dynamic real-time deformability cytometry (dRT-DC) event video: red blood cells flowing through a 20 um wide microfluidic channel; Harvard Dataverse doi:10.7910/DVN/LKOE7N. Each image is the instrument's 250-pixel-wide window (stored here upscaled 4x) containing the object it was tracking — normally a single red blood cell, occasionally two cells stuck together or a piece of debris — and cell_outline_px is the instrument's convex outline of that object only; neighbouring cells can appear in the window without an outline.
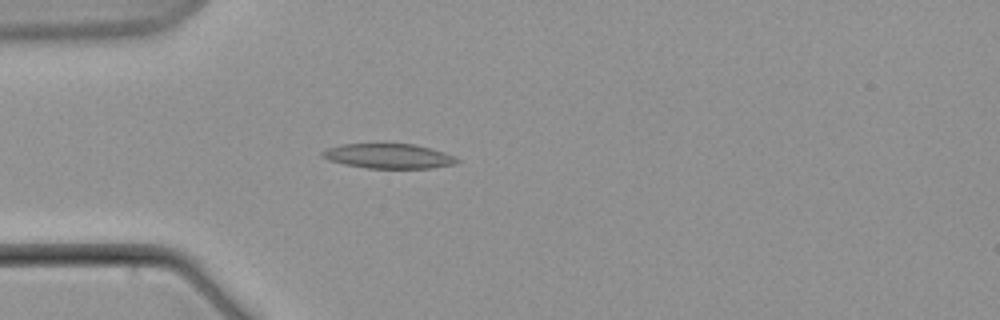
{"species": "common noctule bat (a hibernating species)", "species_latin": "Nyctalus noctula", "temperature_condition": "warm", "stored_images_in_passage": 5, "camera_frame_rate_fps": 3000, "um_per_image_px": 0.085, "animal": {"sex": "male", "body_mass_g": 21.5, "forearm_length_mm": 52.0}, "frame": {"image": 1, "passage_image": 5, "time_ms": 5.667, "image_size_px": [1000, 320], "cell_outline_px": [[460, 160], [456, 164], [432, 168], [368, 168], [344, 164], [328, 160], [320, 156], [320, 152], [328, 148], [344, 144], [416, 144], [444, 152]], "centroid_in_image_um": [33.02, 13.27], "position_along_channel_um": 52.0, "area_um2": 19.36}}